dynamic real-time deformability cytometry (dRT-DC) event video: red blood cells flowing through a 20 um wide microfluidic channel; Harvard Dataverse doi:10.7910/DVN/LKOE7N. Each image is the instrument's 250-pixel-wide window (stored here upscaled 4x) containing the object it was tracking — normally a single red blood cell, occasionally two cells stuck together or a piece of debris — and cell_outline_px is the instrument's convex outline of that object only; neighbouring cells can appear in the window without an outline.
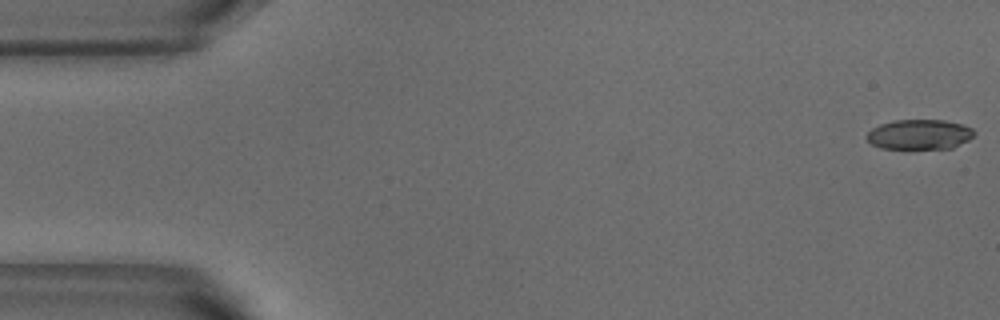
{"species": "common noctule bat (a hibernating species)", "species_latin": "Nyctalus noctula", "temperature_condition": "warm", "stored_images_in_passage": 53, "camera_frame_rate_fps": 3000, "um_per_image_px": 0.085, "animal": {"sex": "male", "body_mass_g": 18.8}, "frame": {"image": 1, "passage_image": 1, "time_ms": 0.0, "image_size_px": [1000, 320], "cell_outline_px": [[976, 132], [968, 140], [952, 148], [880, 148], [872, 144], [868, 140], [868, 132], [872, 128], [880, 124], [892, 120], [944, 120], [960, 124], [972, 128]], "centroid_in_image_um": [78.15, 11.42], "position_along_channel_um": 6.8, "area_um2": 18.55}}
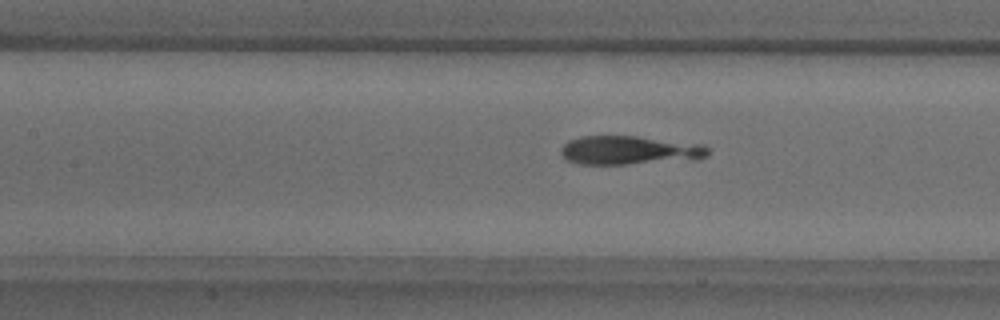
{"frame": {"image": 2, "passage_image": 23, "time_ms": 7.333, "image_size_px": [1000, 320], "cell_outline_px": [[712, 152], [708, 156], [700, 160], [628, 164], [580, 164], [568, 160], [560, 152], [560, 148], [568, 140], [580, 136], [636, 136], [704, 144]], "centroid_in_image_um": [53.6, 12.78], "position_along_channel_um": 153.8, "area_um2": 25.14}}
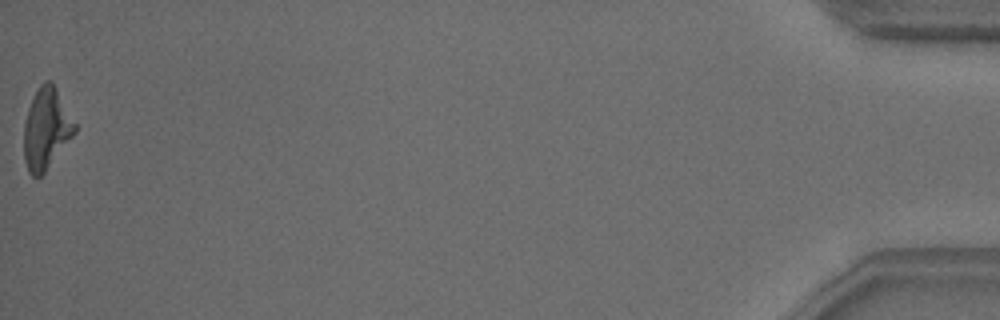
{"frame": {"image": 3, "passage_image": 53, "time_ms": 17.333, "image_size_px": [1000, 320], "cell_outline_px": [[76, 132], [44, 172], [40, 176], [32, 176], [28, 172], [24, 160], [24, 124], [28, 108], [40, 84], [44, 80], [52, 80], [76, 124]], "centroid_in_image_um": [3.93, 10.92], "position_along_channel_um": 431.3, "area_um2": 23.81}}